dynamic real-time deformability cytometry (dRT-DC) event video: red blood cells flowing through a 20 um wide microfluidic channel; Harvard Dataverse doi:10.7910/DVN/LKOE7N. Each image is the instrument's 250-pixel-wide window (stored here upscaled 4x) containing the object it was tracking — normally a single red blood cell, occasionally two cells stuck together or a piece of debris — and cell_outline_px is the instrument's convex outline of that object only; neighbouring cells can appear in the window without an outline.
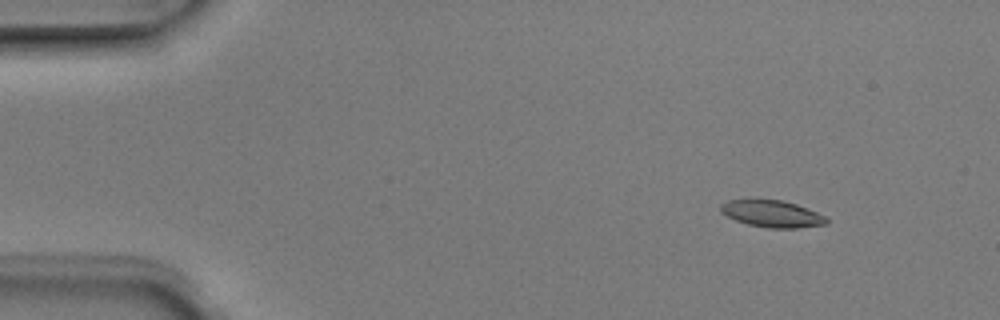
{"species": "Egyptian fruit bat (a non-hibernating species)", "species_latin": "Rousettus aegyptiacus", "temperature_condition": "room temperature", "stored_images_in_passage": 5, "camera_frame_rate_fps": 3000, "um_per_image_px": 0.085, "animal": {"sex": "male"}, "frame": {"image": 1, "passage_image": 2, "time_ms": 0.333, "image_size_px": [1000, 320], "cell_outline_px": [[828, 224], [796, 228], [768, 228], [748, 224], [736, 220], [720, 212], [720, 204], [728, 200], [780, 200], [796, 204], [816, 212], [824, 216], [828, 220]], "centroid_in_image_um": [65.61, 18.18], "position_along_channel_um": 19.4, "area_um2": 16.36}}
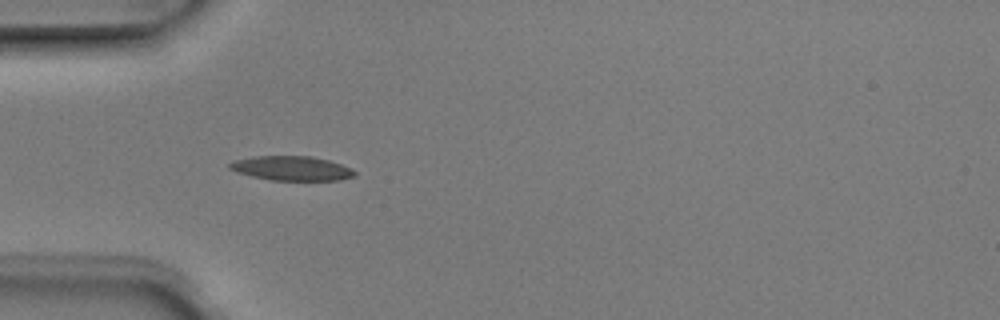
{"frame": {"image": 2, "passage_image": 4, "time_ms": 1.0, "image_size_px": [1000, 320], "cell_outline_px": [[356, 176], [340, 180], [272, 180], [252, 176], [236, 172], [228, 168], [228, 164], [232, 160], [256, 156], [312, 156], [328, 160], [352, 168], [356, 172]], "centroid_in_image_um": [24.78, 14.3], "position_along_channel_um": 60.2, "area_um2": 17.86}}
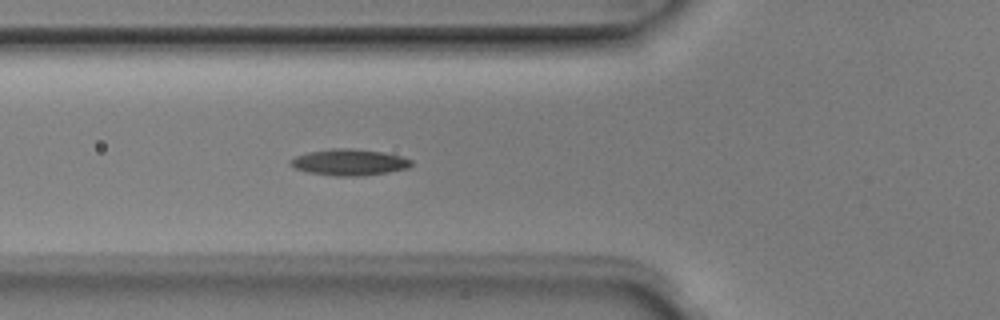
{"frame": {"image": 3, "passage_image": 5, "time_ms": 1.333, "image_size_px": [1000, 320], "cell_outline_px": [[412, 164], [408, 168], [388, 172], [364, 176], [336, 176], [308, 172], [296, 168], [288, 164], [288, 160], [296, 156], [308, 152], [332, 148], [352, 148], [384, 152], [400, 156], [412, 160]], "centroid_in_image_um": [29.67, 13.79], "position_along_channel_um": 96.1, "area_um2": 18.61}}